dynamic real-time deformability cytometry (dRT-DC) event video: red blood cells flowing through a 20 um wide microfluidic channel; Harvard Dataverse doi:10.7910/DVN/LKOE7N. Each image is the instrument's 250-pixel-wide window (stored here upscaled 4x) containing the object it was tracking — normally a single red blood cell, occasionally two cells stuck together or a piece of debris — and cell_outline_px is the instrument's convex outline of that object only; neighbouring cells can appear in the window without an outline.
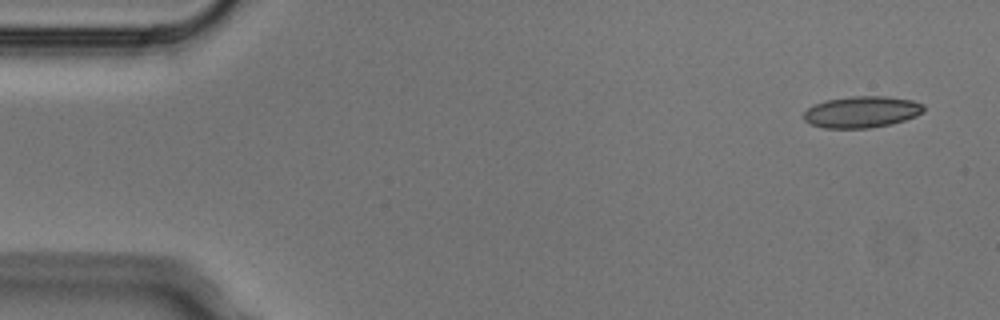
{"species": "Egyptian fruit bat (a non-hibernating species)", "species_latin": "Rousettus aegyptiacus", "temperature_condition": "cold", "stored_images_in_passage": 5, "camera_frame_rate_fps": 3000, "um_per_image_px": 0.085, "animal": {"sex": "male"}, "frame": {"image": 1, "passage_image": 1, "time_ms": 0.0, "image_size_px": [1000, 320], "cell_outline_px": [[924, 112], [916, 116], [892, 124], [868, 128], [824, 128], [812, 124], [804, 120], [804, 112], [808, 108], [824, 100], [852, 96], [884, 96], [912, 100], [924, 104]], "centroid_in_image_um": [73.27, 9.51], "position_along_channel_um": 11.7, "area_um2": 22.02}}
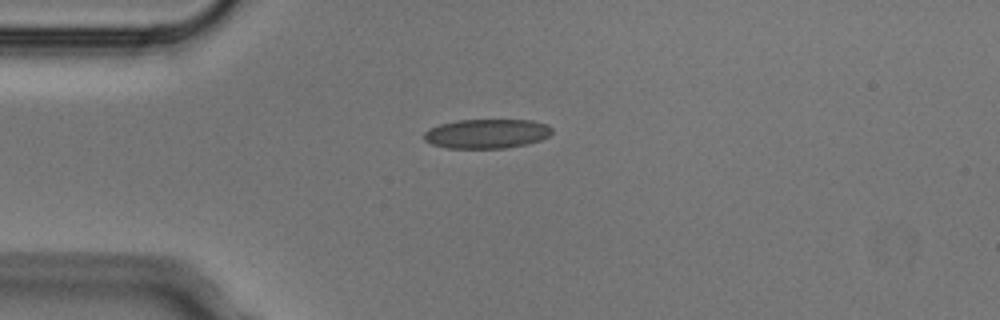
{"frame": {"image": 2, "passage_image": 4, "time_ms": 1.0, "image_size_px": [1000, 320], "cell_outline_px": [[552, 132], [548, 136], [540, 140], [528, 144], [504, 148], [448, 148], [432, 144], [424, 140], [424, 132], [428, 128], [440, 124], [456, 120], [532, 120], [548, 124], [552, 128]], "centroid_in_image_um": [41.37, 11.36], "position_along_channel_um": 43.6, "area_um2": 22.02}}
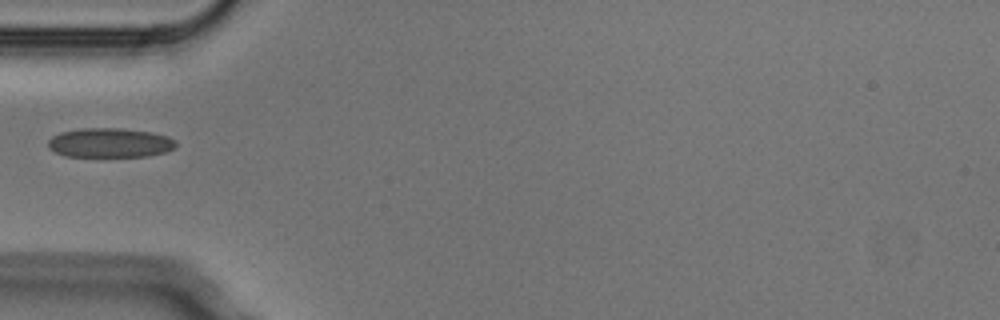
{"frame": {"image": 3, "passage_image": 5, "time_ms": 1.333, "image_size_px": [1000, 320], "cell_outline_px": [[176, 148], [164, 152], [148, 156], [64, 156], [48, 148], [48, 140], [52, 136], [60, 132], [80, 128], [120, 128], [152, 132], [168, 136], [176, 140]], "centroid_in_image_um": [9.34, 12.13], "position_along_channel_um": 75.7, "area_um2": 22.02}}